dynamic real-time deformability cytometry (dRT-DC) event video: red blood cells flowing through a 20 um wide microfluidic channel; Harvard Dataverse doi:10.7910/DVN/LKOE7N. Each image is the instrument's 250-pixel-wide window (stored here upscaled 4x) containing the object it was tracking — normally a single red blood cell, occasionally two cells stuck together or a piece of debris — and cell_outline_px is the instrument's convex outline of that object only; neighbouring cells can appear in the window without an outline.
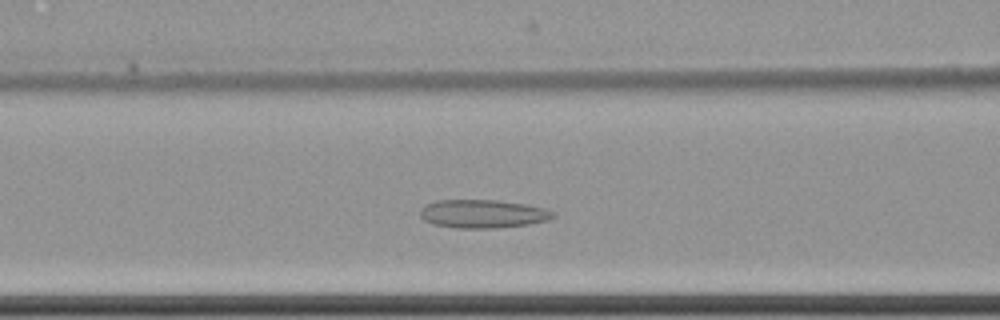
{"species": "common noctule bat (a hibernating species)", "species_latin": "Nyctalus noctula", "temperature_condition": "cold", "stored_images_in_passage": 53, "camera_frame_rate_fps": 3000, "um_per_image_px": 0.085, "animal": {"sex": "female", "body_mass_g": 22.7, "forearm_length_mm": 54.2}, "frame": {"image": 1, "passage_image": 19, "time_ms": 6.0, "image_size_px": [1000, 320], "cell_outline_px": [[556, 216], [548, 220], [528, 224], [496, 228], [456, 228], [432, 224], [424, 220], [420, 216], [420, 208], [424, 204], [436, 200], [496, 200], [524, 204], [544, 208], [556, 212]], "centroid_in_image_um": [41.01, 18.17], "position_along_channel_um": 125.6, "area_um2": 22.14}}
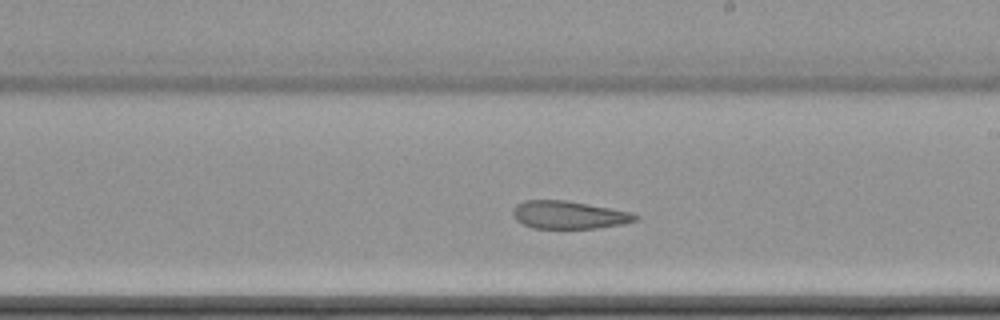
{"frame": {"image": 2, "passage_image": 29, "time_ms": 9.333, "image_size_px": [1000, 320], "cell_outline_px": [[640, 216], [636, 220], [624, 224], [596, 228], [532, 228], [516, 220], [512, 216], [512, 208], [516, 204], [524, 200], [564, 200], [588, 204], [632, 212]], "centroid_in_image_um": [48.33, 18.26], "position_along_channel_um": 240.7, "area_um2": 19.94}}
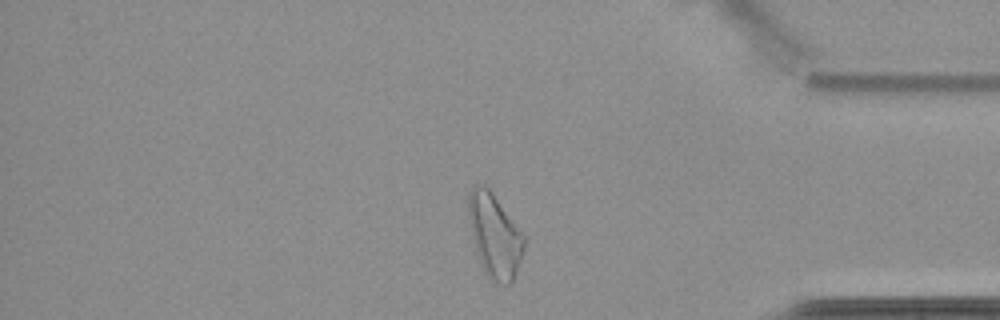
{"frame": {"image": 3, "passage_image": 44, "time_ms": 14.333, "image_size_px": [1000, 320], "cell_outline_px": [[528, 240], [516, 272], [512, 280], [508, 284], [492, 284], [480, 260], [472, 236], [468, 220], [468, 192], [476, 184], [484, 184], [492, 192]], "centroid_in_image_um": [42.05, 20.01], "position_along_channel_um": 393.1, "area_um2": 27.11}, "authors_computed_cell_mechanics": {"area_um2": 23.9292, "velocity_mm_per_s": 3.4529, "shape_relaxation_time_tau1_ms": null, "shape_relaxation_time_tau2_ms": 5.1635, "deformation_change_tau1": null, "deformation_change_tau2": 0.1198}}